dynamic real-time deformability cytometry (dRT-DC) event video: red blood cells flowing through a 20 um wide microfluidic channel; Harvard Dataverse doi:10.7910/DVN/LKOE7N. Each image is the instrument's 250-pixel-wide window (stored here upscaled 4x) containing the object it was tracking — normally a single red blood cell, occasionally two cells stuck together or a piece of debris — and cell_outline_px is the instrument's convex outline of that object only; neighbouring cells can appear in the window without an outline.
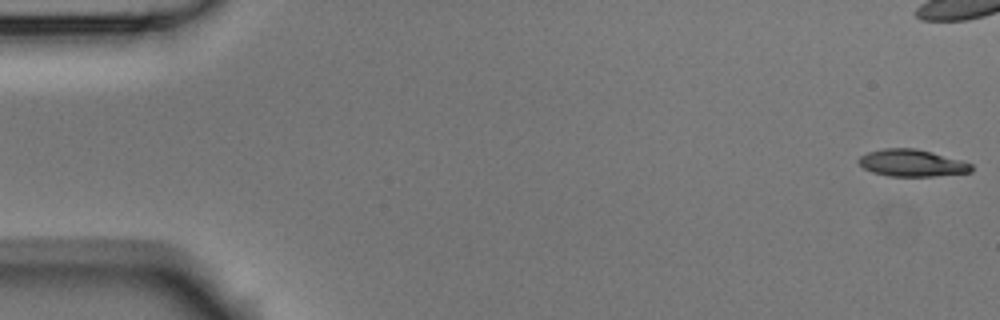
{"species": "Egyptian fruit bat (a non-hibernating species)", "species_latin": "Rousettus aegyptiacus", "temperature_condition": "room temperature", "stored_images_in_passage": 6, "camera_frame_rate_fps": 3000, "um_per_image_px": 0.085, "animal": {"sex": "male"}, "frame": {"image": 1, "passage_image": 1, "time_ms": 0.0, "image_size_px": [1000, 320], "cell_outline_px": [[972, 172], [936, 176], [888, 176], [872, 172], [864, 168], [856, 160], [860, 156], [868, 152], [884, 148], [916, 148], [964, 160], [972, 164]], "centroid_in_image_um": [77.53, 13.85], "position_along_channel_um": 7.5, "area_um2": 17.92}}